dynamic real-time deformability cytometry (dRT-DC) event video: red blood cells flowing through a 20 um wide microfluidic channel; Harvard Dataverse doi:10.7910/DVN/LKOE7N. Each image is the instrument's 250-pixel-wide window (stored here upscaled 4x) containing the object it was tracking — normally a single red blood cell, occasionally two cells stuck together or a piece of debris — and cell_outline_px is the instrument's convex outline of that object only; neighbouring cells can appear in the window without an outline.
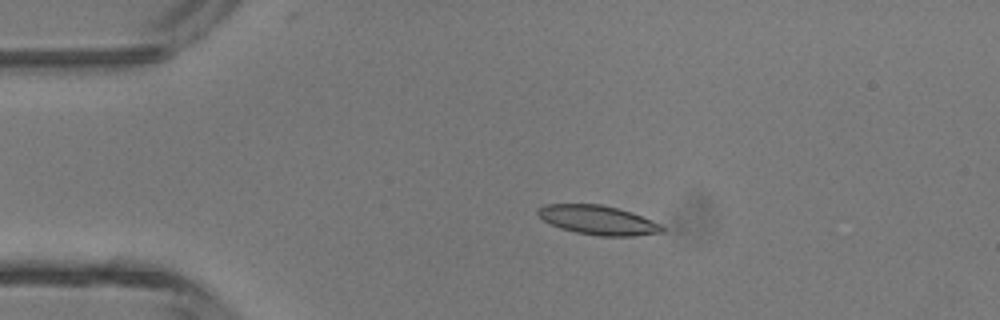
{"species": "common noctule bat (a hibernating species)", "species_latin": "Nyctalus noctula", "temperature_condition": "room temperature", "stored_images_in_passage": 3, "camera_frame_rate_fps": 3000, "um_per_image_px": 0.085, "animal": {"sex": "male", "body_mass_g": 13.3}, "frame": {"image": 1, "passage_image": 3, "time_ms": 0.667, "image_size_px": [1000, 320], "cell_outline_px": [[664, 232], [632, 236], [600, 236], [576, 232], [560, 228], [544, 220], [536, 212], [536, 208], [544, 204], [600, 204], [632, 212], [652, 220], [660, 224], [664, 228]], "centroid_in_image_um": [50.82, 18.7], "position_along_channel_um": 34.2, "area_um2": 21.1}}